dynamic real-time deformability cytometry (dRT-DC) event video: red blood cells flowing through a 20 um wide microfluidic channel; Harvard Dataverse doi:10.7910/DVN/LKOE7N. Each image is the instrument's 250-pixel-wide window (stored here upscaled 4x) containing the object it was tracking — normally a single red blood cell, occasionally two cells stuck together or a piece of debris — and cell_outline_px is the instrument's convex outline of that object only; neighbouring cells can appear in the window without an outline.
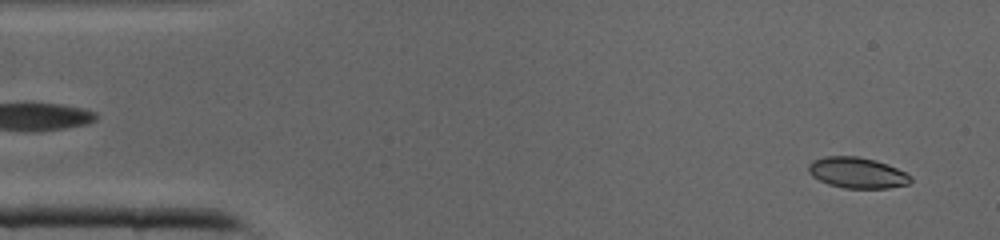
{"species": "common noctule bat (a hibernating species)", "species_latin": "Nyctalus noctula", "temperature_condition": "cold", "stored_images_in_passage": 40, "camera_frame_rate_fps": 3000, "um_per_image_px": 0.085, "animal": {"sex": "male", "body_mass_g": 19.0, "forearm_length_mm": 50.8}, "frame": {"image": 1, "passage_image": 2, "time_ms": 0.333, "image_size_px": [1000, 240], "cell_outline_px": [[912, 180], [908, 184], [884, 188], [844, 188], [828, 184], [812, 176], [808, 172], [808, 164], [812, 160], [824, 156], [856, 156], [876, 160], [896, 168], [904, 172]], "centroid_in_image_um": [72.8, 14.67], "position_along_channel_um": 12.2, "area_um2": 18.21}}
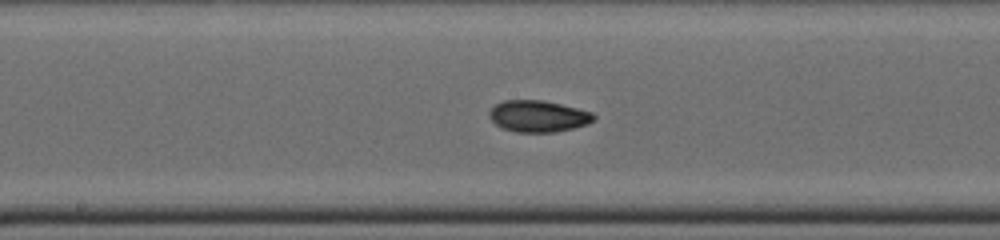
{"frame": {"image": 2, "passage_image": 20, "time_ms": 6.333, "image_size_px": [1000, 240], "cell_outline_px": [[596, 116], [588, 124], [556, 132], [516, 132], [504, 128], [496, 124], [492, 120], [488, 112], [496, 104], [504, 100], [540, 100], [560, 104], [592, 112]], "centroid_in_image_um": [45.74, 9.88], "position_along_channel_um": 202.5, "area_um2": 18.96}}
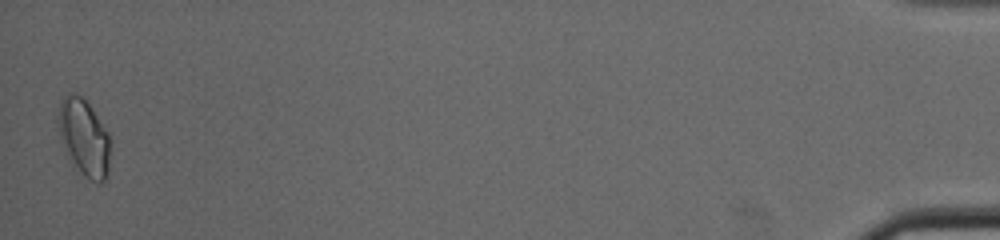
{"frame": {"image": 3, "passage_image": 40, "time_ms": 13.0, "image_size_px": [1000, 240], "cell_outline_px": [[108, 172], [104, 180], [100, 184], [84, 176], [76, 164], [60, 136], [60, 100], [72, 92], [80, 96], [88, 104], [96, 116], [108, 136]], "centroid_in_image_um": [7.16, 11.68], "position_along_channel_um": 428.0, "area_um2": 21.5}}